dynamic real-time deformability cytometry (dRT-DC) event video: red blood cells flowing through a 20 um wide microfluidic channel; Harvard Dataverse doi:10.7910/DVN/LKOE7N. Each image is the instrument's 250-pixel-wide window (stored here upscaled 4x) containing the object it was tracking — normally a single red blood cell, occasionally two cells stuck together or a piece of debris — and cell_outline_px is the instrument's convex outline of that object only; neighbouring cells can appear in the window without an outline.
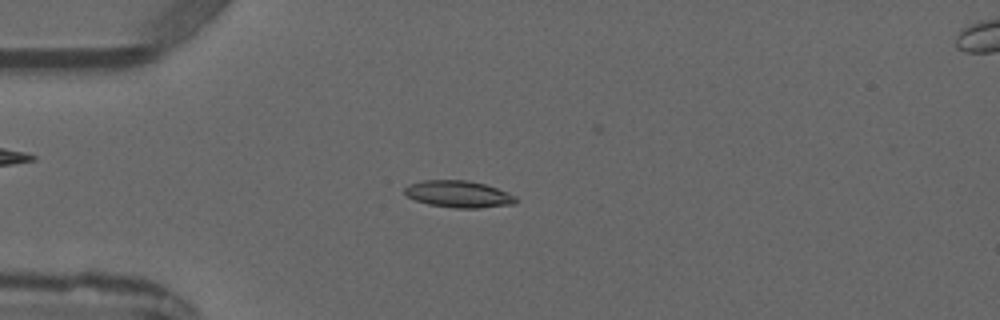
{"species": "common noctule bat (a hibernating species)", "species_latin": "Nyctalus noctula", "temperature_condition": "warm", "stored_images_in_passage": 2, "camera_frame_rate_fps": 3000, "um_per_image_px": 0.085, "animal": {"sex": "male", "forearm_length_mm": 52.5}, "frame": {"image": 1, "passage_image": 1, "time_ms": 0.0, "image_size_px": [1000, 320], "cell_outline_px": [[516, 204], [480, 208], [452, 208], [428, 204], [416, 200], [408, 196], [404, 192], [404, 188], [412, 184], [424, 180], [468, 180], [484, 184], [496, 188], [516, 196]], "centroid_in_image_um": [39.0, 16.51], "position_along_channel_um": 46.0, "area_um2": 17.28}}